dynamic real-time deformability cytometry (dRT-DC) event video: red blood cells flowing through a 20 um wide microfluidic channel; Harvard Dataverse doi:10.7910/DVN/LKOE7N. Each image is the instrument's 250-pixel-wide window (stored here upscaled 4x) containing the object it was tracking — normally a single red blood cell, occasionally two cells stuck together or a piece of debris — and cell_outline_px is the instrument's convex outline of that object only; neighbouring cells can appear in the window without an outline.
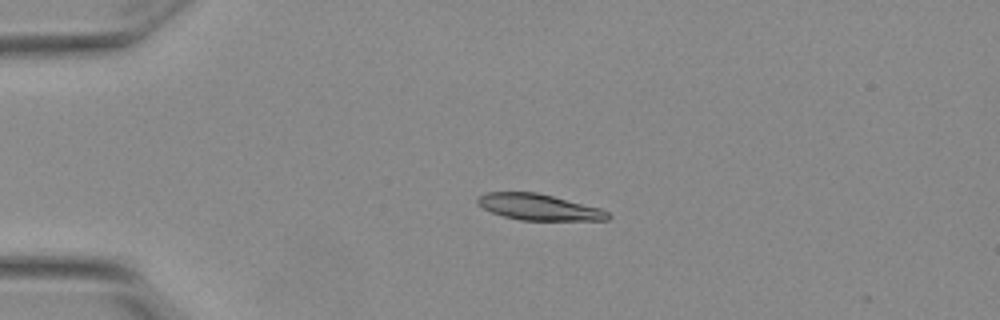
{"species": "Egyptian fruit bat (a non-hibernating species)", "species_latin": "Rousettus aegyptiacus", "temperature_condition": "warm", "stored_images_in_passage": 45, "camera_frame_rate_fps": 3000, "um_per_image_px": 0.085, "animal": {"sex": "female"}, "frame": {"image": 1, "passage_image": 11, "time_ms": 3.333, "image_size_px": [1000, 320], "cell_outline_px": [[612, 216], [608, 220], [520, 220], [504, 216], [492, 212], [476, 204], [476, 196], [488, 192], [536, 192], [600, 208], [608, 212]], "centroid_in_image_um": [45.77, 17.6], "position_along_channel_um": 39.2, "area_um2": 19.77}}
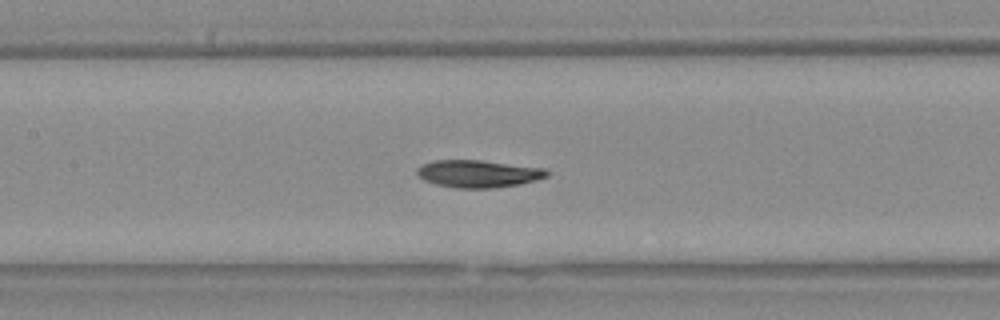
{"frame": {"image": 2, "passage_image": 24, "time_ms": 7.667, "image_size_px": [1000, 320], "cell_outline_px": [[548, 176], [536, 180], [520, 184], [492, 188], [456, 188], [436, 184], [424, 180], [416, 172], [416, 168], [424, 164], [436, 160], [480, 160], [548, 168]], "centroid_in_image_um": [40.69, 14.76], "position_along_channel_um": 166.7, "area_um2": 20.75}}
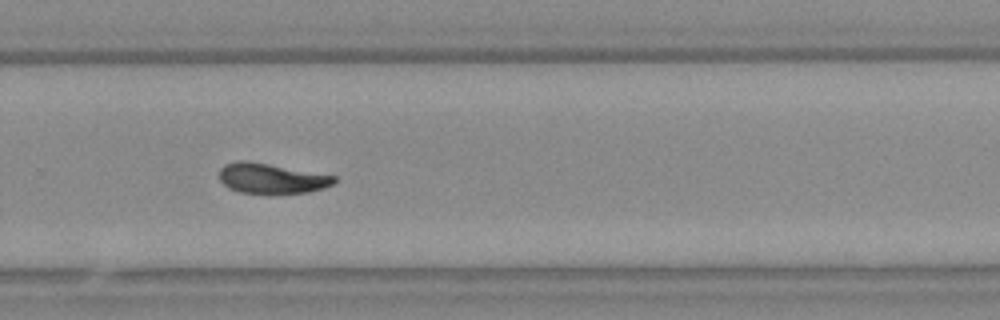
{"frame": {"image": 3, "passage_image": 35, "time_ms": 11.333, "image_size_px": [1000, 320], "cell_outline_px": [[336, 180], [332, 184], [324, 188], [308, 192], [240, 192], [228, 188], [220, 180], [220, 168], [224, 164], [240, 160], [244, 160], [268, 164], [336, 176]], "centroid_in_image_um": [23.05, 15.15], "position_along_channel_um": 306.7, "area_um2": 19.65}, "authors_computed_cell_mechanics": {"area_um2": 20.0566, "velocity_mm_per_s": 3.8277, "shape_relaxation_time_tau1_ms": 9.4281, "shape_relaxation_time_tau2_ms": 7.6412, "deformation_change_tau1": 0.23, "deformation_change_tau2": 0.1264}}